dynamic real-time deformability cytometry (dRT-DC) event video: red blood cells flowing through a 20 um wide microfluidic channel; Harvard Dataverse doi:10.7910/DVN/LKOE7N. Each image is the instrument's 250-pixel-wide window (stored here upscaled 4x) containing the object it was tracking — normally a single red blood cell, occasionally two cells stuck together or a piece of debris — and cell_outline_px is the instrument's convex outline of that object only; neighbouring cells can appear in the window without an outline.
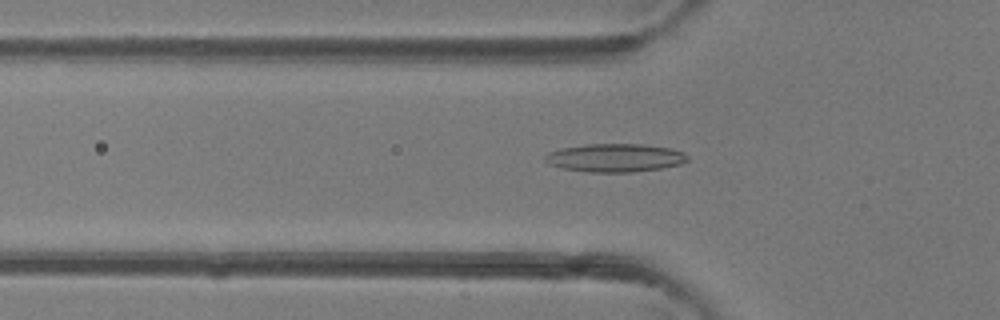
{"species": "common noctule bat (a hibernating species)", "species_latin": "Nyctalus noctula", "temperature_condition": "room temperature", "stored_images_in_passage": 47, "camera_frame_rate_fps": 3000, "um_per_image_px": 0.085, "animal": {"sex": "female"}, "frame": {"image": 1, "passage_image": 16, "time_ms": 5.0, "image_size_px": [1000, 320], "cell_outline_px": [[688, 160], [680, 164], [664, 168], [632, 172], [588, 172], [564, 168], [548, 164], [544, 160], [544, 156], [548, 152], [560, 148], [584, 144], [640, 144], [672, 148], [684, 152], [688, 156]], "centroid_in_image_um": [52.28, 13.41], "position_along_channel_um": 73.5, "area_um2": 23.64}}
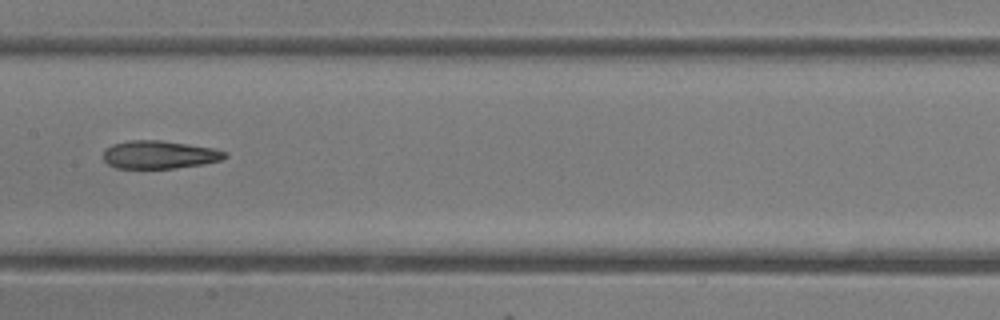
{"frame": {"image": 2, "passage_image": 24, "time_ms": 7.667, "image_size_px": [1000, 320], "cell_outline_px": [[228, 156], [220, 160], [204, 164], [176, 168], [116, 168], [108, 164], [104, 160], [104, 152], [112, 144], [128, 140], [160, 140], [188, 144], [212, 148], [228, 152]], "centroid_in_image_um": [13.56, 13.15], "position_along_channel_um": 193.8, "area_um2": 19.83}}
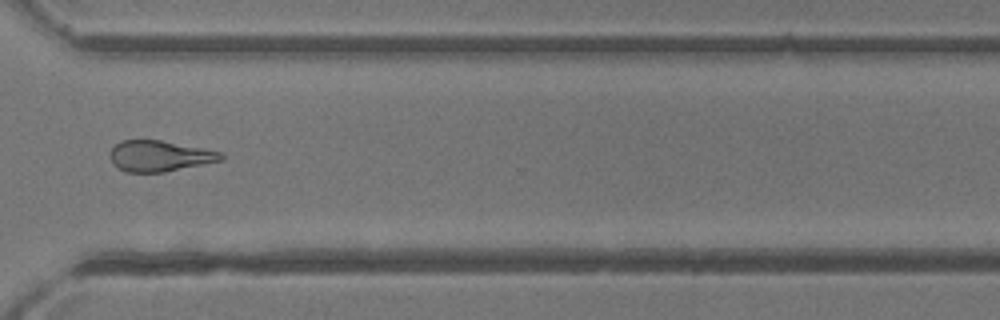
{"frame": {"image": 3, "passage_image": 35, "time_ms": 11.333, "image_size_px": [1000, 320], "cell_outline_px": [[224, 160], [164, 172], [124, 172], [116, 168], [112, 164], [112, 148], [120, 140], [160, 140], [224, 152]], "centroid_in_image_um": [13.59, 13.27], "position_along_channel_um": 357.0, "area_um2": 20.0}, "authors_computed_cell_mechanics": {"area_um2": 21.2704, "velocity_mm_per_s": 4.4669, "shape_relaxation_time_tau1_ms": null, "shape_relaxation_time_tau2_ms": 7.2179, "deformation_change_tau1": null, "deformation_change_tau2": 0.227}}